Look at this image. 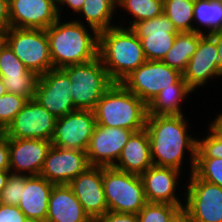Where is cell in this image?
<instances>
[{"label": "cell", "instance_id": "obj_42", "mask_svg": "<svg viewBox=\"0 0 222 222\" xmlns=\"http://www.w3.org/2000/svg\"><path fill=\"white\" fill-rule=\"evenodd\" d=\"M168 222H192V220L188 210L182 206L170 216Z\"/></svg>", "mask_w": 222, "mask_h": 222}, {"label": "cell", "instance_id": "obj_14", "mask_svg": "<svg viewBox=\"0 0 222 222\" xmlns=\"http://www.w3.org/2000/svg\"><path fill=\"white\" fill-rule=\"evenodd\" d=\"M130 29L140 39L145 58L149 61H162L178 33L165 13L137 22Z\"/></svg>", "mask_w": 222, "mask_h": 222}, {"label": "cell", "instance_id": "obj_27", "mask_svg": "<svg viewBox=\"0 0 222 222\" xmlns=\"http://www.w3.org/2000/svg\"><path fill=\"white\" fill-rule=\"evenodd\" d=\"M202 35L194 31L178 32L173 46L166 53L162 62L183 74L190 58L197 50Z\"/></svg>", "mask_w": 222, "mask_h": 222}, {"label": "cell", "instance_id": "obj_1", "mask_svg": "<svg viewBox=\"0 0 222 222\" xmlns=\"http://www.w3.org/2000/svg\"><path fill=\"white\" fill-rule=\"evenodd\" d=\"M188 117L187 114L148 115L145 125L153 165L177 169L187 177L194 171L197 149L194 136L197 132L191 129L194 118Z\"/></svg>", "mask_w": 222, "mask_h": 222}, {"label": "cell", "instance_id": "obj_45", "mask_svg": "<svg viewBox=\"0 0 222 222\" xmlns=\"http://www.w3.org/2000/svg\"><path fill=\"white\" fill-rule=\"evenodd\" d=\"M220 110H221V112H220ZM220 110H216V111H218L217 112V114H214V115H216L215 117H214V119L222 126V109H220Z\"/></svg>", "mask_w": 222, "mask_h": 222}, {"label": "cell", "instance_id": "obj_15", "mask_svg": "<svg viewBox=\"0 0 222 222\" xmlns=\"http://www.w3.org/2000/svg\"><path fill=\"white\" fill-rule=\"evenodd\" d=\"M96 124L92 110H76L57 118L52 145L86 151Z\"/></svg>", "mask_w": 222, "mask_h": 222}, {"label": "cell", "instance_id": "obj_47", "mask_svg": "<svg viewBox=\"0 0 222 222\" xmlns=\"http://www.w3.org/2000/svg\"><path fill=\"white\" fill-rule=\"evenodd\" d=\"M5 30L0 28V46L4 43Z\"/></svg>", "mask_w": 222, "mask_h": 222}, {"label": "cell", "instance_id": "obj_4", "mask_svg": "<svg viewBox=\"0 0 222 222\" xmlns=\"http://www.w3.org/2000/svg\"><path fill=\"white\" fill-rule=\"evenodd\" d=\"M93 112L96 123L100 126L137 132L145 128L148 106L121 83H113L98 101Z\"/></svg>", "mask_w": 222, "mask_h": 222}, {"label": "cell", "instance_id": "obj_12", "mask_svg": "<svg viewBox=\"0 0 222 222\" xmlns=\"http://www.w3.org/2000/svg\"><path fill=\"white\" fill-rule=\"evenodd\" d=\"M70 87L68 75L61 68H53L39 76L34 99L54 117L60 118L77 110Z\"/></svg>", "mask_w": 222, "mask_h": 222}, {"label": "cell", "instance_id": "obj_24", "mask_svg": "<svg viewBox=\"0 0 222 222\" xmlns=\"http://www.w3.org/2000/svg\"><path fill=\"white\" fill-rule=\"evenodd\" d=\"M194 91L187 85L183 76L173 84V88L161 90L147 105L148 115H185L186 105ZM188 100V101H186ZM186 104V105H185ZM185 106V109H184Z\"/></svg>", "mask_w": 222, "mask_h": 222}, {"label": "cell", "instance_id": "obj_43", "mask_svg": "<svg viewBox=\"0 0 222 222\" xmlns=\"http://www.w3.org/2000/svg\"><path fill=\"white\" fill-rule=\"evenodd\" d=\"M215 40L218 51L219 69L222 72V31L210 34Z\"/></svg>", "mask_w": 222, "mask_h": 222}, {"label": "cell", "instance_id": "obj_26", "mask_svg": "<svg viewBox=\"0 0 222 222\" xmlns=\"http://www.w3.org/2000/svg\"><path fill=\"white\" fill-rule=\"evenodd\" d=\"M120 13H124L123 16ZM163 13V0H117V16L120 15L119 26L130 28L137 22L156 18ZM128 16L129 19H127Z\"/></svg>", "mask_w": 222, "mask_h": 222}, {"label": "cell", "instance_id": "obj_23", "mask_svg": "<svg viewBox=\"0 0 222 222\" xmlns=\"http://www.w3.org/2000/svg\"><path fill=\"white\" fill-rule=\"evenodd\" d=\"M152 165L149 134L144 128L130 136L113 167L128 173L141 175Z\"/></svg>", "mask_w": 222, "mask_h": 222}, {"label": "cell", "instance_id": "obj_17", "mask_svg": "<svg viewBox=\"0 0 222 222\" xmlns=\"http://www.w3.org/2000/svg\"><path fill=\"white\" fill-rule=\"evenodd\" d=\"M90 166L86 151L52 145L47 153L40 176L55 185L69 184Z\"/></svg>", "mask_w": 222, "mask_h": 222}, {"label": "cell", "instance_id": "obj_18", "mask_svg": "<svg viewBox=\"0 0 222 222\" xmlns=\"http://www.w3.org/2000/svg\"><path fill=\"white\" fill-rule=\"evenodd\" d=\"M68 186L94 222L108 211L101 166L88 167L75 177Z\"/></svg>", "mask_w": 222, "mask_h": 222}, {"label": "cell", "instance_id": "obj_5", "mask_svg": "<svg viewBox=\"0 0 222 222\" xmlns=\"http://www.w3.org/2000/svg\"><path fill=\"white\" fill-rule=\"evenodd\" d=\"M71 81V92L77 110H94L103 94L114 83L103 66L101 59H95L61 68Z\"/></svg>", "mask_w": 222, "mask_h": 222}, {"label": "cell", "instance_id": "obj_30", "mask_svg": "<svg viewBox=\"0 0 222 222\" xmlns=\"http://www.w3.org/2000/svg\"><path fill=\"white\" fill-rule=\"evenodd\" d=\"M164 13L177 32L194 31V0H163Z\"/></svg>", "mask_w": 222, "mask_h": 222}, {"label": "cell", "instance_id": "obj_31", "mask_svg": "<svg viewBox=\"0 0 222 222\" xmlns=\"http://www.w3.org/2000/svg\"><path fill=\"white\" fill-rule=\"evenodd\" d=\"M7 92L25 97L27 100L35 97L38 75L0 76Z\"/></svg>", "mask_w": 222, "mask_h": 222}, {"label": "cell", "instance_id": "obj_36", "mask_svg": "<svg viewBox=\"0 0 222 222\" xmlns=\"http://www.w3.org/2000/svg\"><path fill=\"white\" fill-rule=\"evenodd\" d=\"M24 187L25 175L10 173L6 185L0 195V203L4 205L18 206L22 198V188Z\"/></svg>", "mask_w": 222, "mask_h": 222}, {"label": "cell", "instance_id": "obj_20", "mask_svg": "<svg viewBox=\"0 0 222 222\" xmlns=\"http://www.w3.org/2000/svg\"><path fill=\"white\" fill-rule=\"evenodd\" d=\"M13 28L44 29L58 18L56 0H9Z\"/></svg>", "mask_w": 222, "mask_h": 222}, {"label": "cell", "instance_id": "obj_10", "mask_svg": "<svg viewBox=\"0 0 222 222\" xmlns=\"http://www.w3.org/2000/svg\"><path fill=\"white\" fill-rule=\"evenodd\" d=\"M140 177L148 203H168L179 207L184 206L187 178L182 171L152 165Z\"/></svg>", "mask_w": 222, "mask_h": 222}, {"label": "cell", "instance_id": "obj_13", "mask_svg": "<svg viewBox=\"0 0 222 222\" xmlns=\"http://www.w3.org/2000/svg\"><path fill=\"white\" fill-rule=\"evenodd\" d=\"M56 117L34 98L27 100L3 132L8 138L52 140Z\"/></svg>", "mask_w": 222, "mask_h": 222}, {"label": "cell", "instance_id": "obj_16", "mask_svg": "<svg viewBox=\"0 0 222 222\" xmlns=\"http://www.w3.org/2000/svg\"><path fill=\"white\" fill-rule=\"evenodd\" d=\"M134 132L119 127L96 124L86 154L91 166L112 167Z\"/></svg>", "mask_w": 222, "mask_h": 222}, {"label": "cell", "instance_id": "obj_44", "mask_svg": "<svg viewBox=\"0 0 222 222\" xmlns=\"http://www.w3.org/2000/svg\"><path fill=\"white\" fill-rule=\"evenodd\" d=\"M10 173V170H0V195L6 185L7 178Z\"/></svg>", "mask_w": 222, "mask_h": 222}, {"label": "cell", "instance_id": "obj_19", "mask_svg": "<svg viewBox=\"0 0 222 222\" xmlns=\"http://www.w3.org/2000/svg\"><path fill=\"white\" fill-rule=\"evenodd\" d=\"M52 142L42 139L9 138L10 172L12 174L40 175Z\"/></svg>", "mask_w": 222, "mask_h": 222}, {"label": "cell", "instance_id": "obj_40", "mask_svg": "<svg viewBox=\"0 0 222 222\" xmlns=\"http://www.w3.org/2000/svg\"><path fill=\"white\" fill-rule=\"evenodd\" d=\"M10 169L9 138L0 132V170Z\"/></svg>", "mask_w": 222, "mask_h": 222}, {"label": "cell", "instance_id": "obj_2", "mask_svg": "<svg viewBox=\"0 0 222 222\" xmlns=\"http://www.w3.org/2000/svg\"><path fill=\"white\" fill-rule=\"evenodd\" d=\"M46 33L53 68L81 64L98 57L99 33L72 17H59Z\"/></svg>", "mask_w": 222, "mask_h": 222}, {"label": "cell", "instance_id": "obj_37", "mask_svg": "<svg viewBox=\"0 0 222 222\" xmlns=\"http://www.w3.org/2000/svg\"><path fill=\"white\" fill-rule=\"evenodd\" d=\"M84 1L85 0H56V8L59 17L64 18L65 16L66 18L67 15L68 18H71V16L73 15L72 18H74V16H76L79 13V11L82 9ZM67 12L69 15L67 14Z\"/></svg>", "mask_w": 222, "mask_h": 222}, {"label": "cell", "instance_id": "obj_34", "mask_svg": "<svg viewBox=\"0 0 222 222\" xmlns=\"http://www.w3.org/2000/svg\"><path fill=\"white\" fill-rule=\"evenodd\" d=\"M37 75L28 70L11 48L4 42L0 46V76Z\"/></svg>", "mask_w": 222, "mask_h": 222}, {"label": "cell", "instance_id": "obj_11", "mask_svg": "<svg viewBox=\"0 0 222 222\" xmlns=\"http://www.w3.org/2000/svg\"><path fill=\"white\" fill-rule=\"evenodd\" d=\"M221 78V79H220ZM187 85L200 97V93L209 87L211 81H222V72L219 69L218 51L216 40L210 35H202L197 50L190 58L187 68L183 73ZM210 82V83H208ZM201 88V89H200ZM201 91V92H197Z\"/></svg>", "mask_w": 222, "mask_h": 222}, {"label": "cell", "instance_id": "obj_6", "mask_svg": "<svg viewBox=\"0 0 222 222\" xmlns=\"http://www.w3.org/2000/svg\"><path fill=\"white\" fill-rule=\"evenodd\" d=\"M102 179L108 210L138 214L148 203L140 175L102 167Z\"/></svg>", "mask_w": 222, "mask_h": 222}, {"label": "cell", "instance_id": "obj_22", "mask_svg": "<svg viewBox=\"0 0 222 222\" xmlns=\"http://www.w3.org/2000/svg\"><path fill=\"white\" fill-rule=\"evenodd\" d=\"M54 185L40 175H25V187L22 188L18 207L27 219L46 222L49 197Z\"/></svg>", "mask_w": 222, "mask_h": 222}, {"label": "cell", "instance_id": "obj_48", "mask_svg": "<svg viewBox=\"0 0 222 222\" xmlns=\"http://www.w3.org/2000/svg\"><path fill=\"white\" fill-rule=\"evenodd\" d=\"M24 222H41L39 220H34V219H26Z\"/></svg>", "mask_w": 222, "mask_h": 222}, {"label": "cell", "instance_id": "obj_3", "mask_svg": "<svg viewBox=\"0 0 222 222\" xmlns=\"http://www.w3.org/2000/svg\"><path fill=\"white\" fill-rule=\"evenodd\" d=\"M98 56L114 83L147 61L140 39L130 28L119 25L99 33Z\"/></svg>", "mask_w": 222, "mask_h": 222}, {"label": "cell", "instance_id": "obj_38", "mask_svg": "<svg viewBox=\"0 0 222 222\" xmlns=\"http://www.w3.org/2000/svg\"><path fill=\"white\" fill-rule=\"evenodd\" d=\"M26 219L18 206L0 203V222H24Z\"/></svg>", "mask_w": 222, "mask_h": 222}, {"label": "cell", "instance_id": "obj_33", "mask_svg": "<svg viewBox=\"0 0 222 222\" xmlns=\"http://www.w3.org/2000/svg\"><path fill=\"white\" fill-rule=\"evenodd\" d=\"M193 172L200 179L222 187V158H196Z\"/></svg>", "mask_w": 222, "mask_h": 222}, {"label": "cell", "instance_id": "obj_41", "mask_svg": "<svg viewBox=\"0 0 222 222\" xmlns=\"http://www.w3.org/2000/svg\"><path fill=\"white\" fill-rule=\"evenodd\" d=\"M10 27L9 0H0V28L6 31Z\"/></svg>", "mask_w": 222, "mask_h": 222}, {"label": "cell", "instance_id": "obj_39", "mask_svg": "<svg viewBox=\"0 0 222 222\" xmlns=\"http://www.w3.org/2000/svg\"><path fill=\"white\" fill-rule=\"evenodd\" d=\"M95 222H139L138 214L119 213L108 210L103 216Z\"/></svg>", "mask_w": 222, "mask_h": 222}, {"label": "cell", "instance_id": "obj_21", "mask_svg": "<svg viewBox=\"0 0 222 222\" xmlns=\"http://www.w3.org/2000/svg\"><path fill=\"white\" fill-rule=\"evenodd\" d=\"M46 222H94L84 211L68 184L54 185L49 197Z\"/></svg>", "mask_w": 222, "mask_h": 222}, {"label": "cell", "instance_id": "obj_8", "mask_svg": "<svg viewBox=\"0 0 222 222\" xmlns=\"http://www.w3.org/2000/svg\"><path fill=\"white\" fill-rule=\"evenodd\" d=\"M182 76L162 61L147 60L120 83L148 105L161 90L173 88Z\"/></svg>", "mask_w": 222, "mask_h": 222}, {"label": "cell", "instance_id": "obj_7", "mask_svg": "<svg viewBox=\"0 0 222 222\" xmlns=\"http://www.w3.org/2000/svg\"><path fill=\"white\" fill-rule=\"evenodd\" d=\"M4 42L38 76L53 69L46 30L10 27L5 31Z\"/></svg>", "mask_w": 222, "mask_h": 222}, {"label": "cell", "instance_id": "obj_32", "mask_svg": "<svg viewBox=\"0 0 222 222\" xmlns=\"http://www.w3.org/2000/svg\"><path fill=\"white\" fill-rule=\"evenodd\" d=\"M26 102L25 97L14 93L0 96V132L7 129Z\"/></svg>", "mask_w": 222, "mask_h": 222}, {"label": "cell", "instance_id": "obj_46", "mask_svg": "<svg viewBox=\"0 0 222 222\" xmlns=\"http://www.w3.org/2000/svg\"><path fill=\"white\" fill-rule=\"evenodd\" d=\"M7 93L6 87L3 84L2 78L0 77V96Z\"/></svg>", "mask_w": 222, "mask_h": 222}, {"label": "cell", "instance_id": "obj_28", "mask_svg": "<svg viewBox=\"0 0 222 222\" xmlns=\"http://www.w3.org/2000/svg\"><path fill=\"white\" fill-rule=\"evenodd\" d=\"M194 32L203 35L222 31V0H194Z\"/></svg>", "mask_w": 222, "mask_h": 222}, {"label": "cell", "instance_id": "obj_29", "mask_svg": "<svg viewBox=\"0 0 222 222\" xmlns=\"http://www.w3.org/2000/svg\"><path fill=\"white\" fill-rule=\"evenodd\" d=\"M206 120L208 125L202 126L204 129L206 127V132L203 129V132L199 130L196 134V158H222V126L212 117Z\"/></svg>", "mask_w": 222, "mask_h": 222}, {"label": "cell", "instance_id": "obj_25", "mask_svg": "<svg viewBox=\"0 0 222 222\" xmlns=\"http://www.w3.org/2000/svg\"><path fill=\"white\" fill-rule=\"evenodd\" d=\"M116 15L117 0H85L74 19L100 33L118 25Z\"/></svg>", "mask_w": 222, "mask_h": 222}, {"label": "cell", "instance_id": "obj_9", "mask_svg": "<svg viewBox=\"0 0 222 222\" xmlns=\"http://www.w3.org/2000/svg\"><path fill=\"white\" fill-rule=\"evenodd\" d=\"M184 207L192 222H222V187L192 172L186 180Z\"/></svg>", "mask_w": 222, "mask_h": 222}, {"label": "cell", "instance_id": "obj_35", "mask_svg": "<svg viewBox=\"0 0 222 222\" xmlns=\"http://www.w3.org/2000/svg\"><path fill=\"white\" fill-rule=\"evenodd\" d=\"M178 208L168 203H147L138 213L139 222H168Z\"/></svg>", "mask_w": 222, "mask_h": 222}]
</instances>
